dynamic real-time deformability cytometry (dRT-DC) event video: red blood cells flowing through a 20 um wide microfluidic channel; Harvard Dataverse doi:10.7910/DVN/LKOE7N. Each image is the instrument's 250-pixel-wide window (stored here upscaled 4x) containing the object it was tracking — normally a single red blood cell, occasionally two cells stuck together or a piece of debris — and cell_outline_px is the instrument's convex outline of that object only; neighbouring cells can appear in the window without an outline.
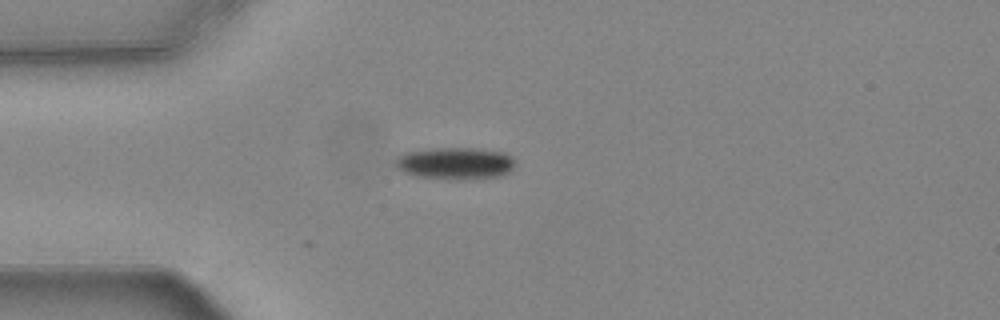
{"species": "common noctule bat (a hibernating species)", "species_latin": "Nyctalus noctula", "temperature_condition": "warm", "stored_images_in_passage": 31, "camera_frame_rate_fps": 3000, "um_per_image_px": 0.085, "animal": {"sex": "female", "body_mass_g": 24.6, "forearm_length_mm": 56.2}, "frame": {"image": 1, "passage_image": 1, "time_ms": 0.0, "image_size_px": [1000, 320], "cell_outline_px": [[512, 168], [508, 172], [500, 176], [468, 180], [448, 180], [416, 176], [404, 172], [396, 168], [392, 164], [404, 152], [432, 148], [476, 148], [504, 152], [512, 160]], "centroid_in_image_um": [38.63, 13.9], "position_along_channel_um": 46.4, "area_um2": 22.54}}
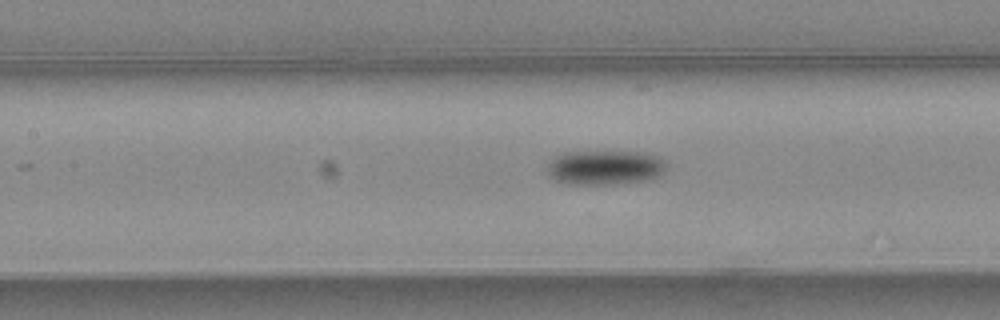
{"frame": {"image": 2, "passage_image": 11, "time_ms": 3.333, "image_size_px": [1000, 320], "cell_outline_px": [[668, 164], [656, 176], [648, 180], [612, 184], [564, 184], [548, 176], [548, 160], [560, 152], [640, 152], [656, 156], [664, 160]], "centroid_in_image_um": [51.34, 14.23], "position_along_channel_um": 156.1, "area_um2": 23.99}}
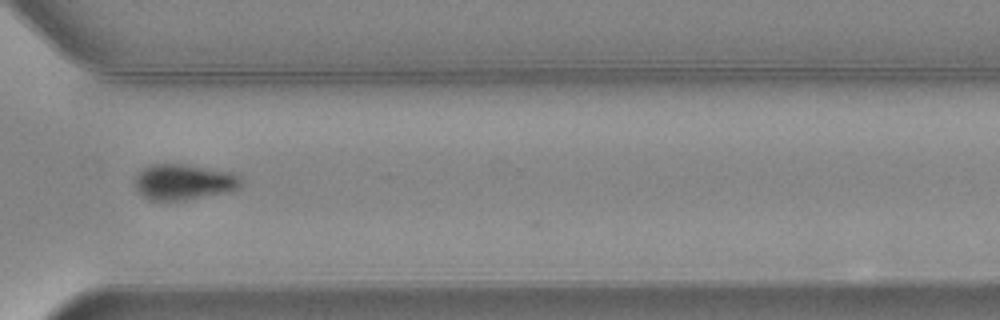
{"frame": {"image": 3, "passage_image": 27, "time_ms": 8.667, "image_size_px": [1000, 320], "cell_outline_px": [[244, 180], [240, 188], [232, 192], [188, 200], [152, 200], [144, 196], [136, 188], [132, 180], [136, 172], [148, 164], [184, 164], [232, 172], [240, 176]], "centroid_in_image_um": [15.64, 15.46], "position_along_channel_um": 355.0, "area_um2": 22.72}, "authors_computed_cell_mechanics": {"area_um2": 23.3512, "velocity_mm_per_s": 3.7348, "shape_relaxation_time_tau1_ms": 2.7958, "shape_relaxation_time_tau2_ms": null, "deformation_change_tau1": 0.116, "deformation_change_tau2": null}}